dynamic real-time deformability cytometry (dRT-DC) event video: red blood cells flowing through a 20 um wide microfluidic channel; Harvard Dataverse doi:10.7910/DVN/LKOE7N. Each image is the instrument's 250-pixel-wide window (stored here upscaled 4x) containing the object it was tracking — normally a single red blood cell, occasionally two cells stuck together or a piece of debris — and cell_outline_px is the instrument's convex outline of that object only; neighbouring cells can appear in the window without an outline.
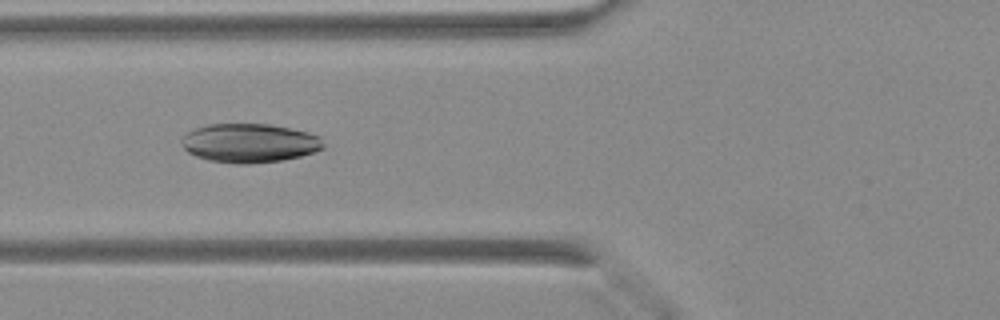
{"species": "Egyptian fruit bat (a non-hibernating species)", "species_latin": "Rousettus aegyptiacus", "temperature_condition": "warm", "stored_images_in_passage": 41, "camera_frame_rate_fps": 3000, "um_per_image_px": 0.085, "animal": {"sex": "female"}, "frame": {"image": 1, "passage_image": 16, "time_ms": 5.0, "image_size_px": [1000, 320], "cell_outline_px": [[324, 148], [300, 156], [284, 160], [248, 164], [236, 164], [208, 160], [196, 156], [188, 152], [184, 148], [180, 140], [188, 132], [196, 128], [208, 124], [268, 124], [292, 128], [308, 132], [320, 136], [324, 144]], "centroid_in_image_um": [21.21, 12.16], "position_along_channel_um": 104.6, "area_um2": 32.25}}
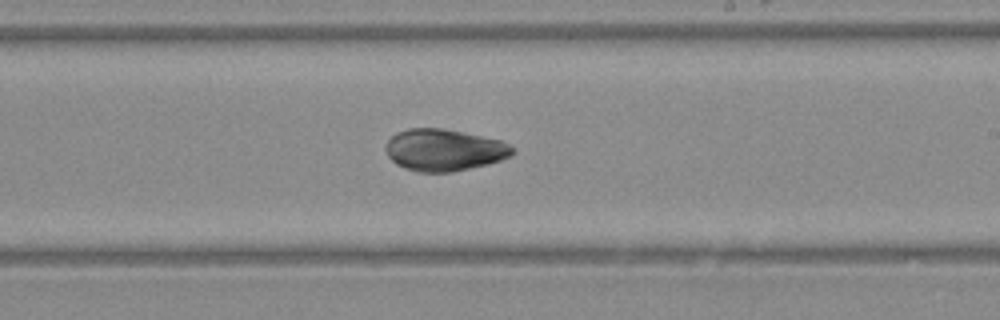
{"frame": {"image": 2, "passage_image": 25, "time_ms": 8.0, "image_size_px": [1000, 320], "cell_outline_px": [[512, 156], [488, 164], [452, 172], [416, 172], [404, 168], [396, 164], [388, 156], [384, 148], [388, 140], [396, 132], [408, 128], [444, 128], [500, 140], [508, 144], [512, 148]], "centroid_in_image_um": [37.7, 12.75], "position_along_channel_um": 251.3, "area_um2": 30.92}}
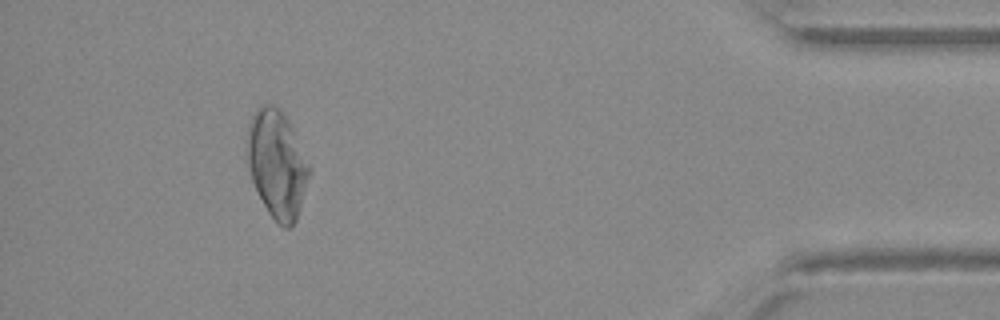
{"frame": {"image": 3, "passage_image": 38, "time_ms": 12.333, "image_size_px": [1000, 320], "cell_outline_px": [[308, 176], [300, 208], [296, 220], [288, 228], [284, 228], [276, 224], [268, 212], [252, 180], [248, 164], [248, 124], [256, 108], [260, 104], [272, 104], [280, 108], [284, 112], [292, 128], [308, 168]], "centroid_in_image_um": [23.51, 13.93], "position_along_channel_um": 411.7, "area_um2": 37.97}}